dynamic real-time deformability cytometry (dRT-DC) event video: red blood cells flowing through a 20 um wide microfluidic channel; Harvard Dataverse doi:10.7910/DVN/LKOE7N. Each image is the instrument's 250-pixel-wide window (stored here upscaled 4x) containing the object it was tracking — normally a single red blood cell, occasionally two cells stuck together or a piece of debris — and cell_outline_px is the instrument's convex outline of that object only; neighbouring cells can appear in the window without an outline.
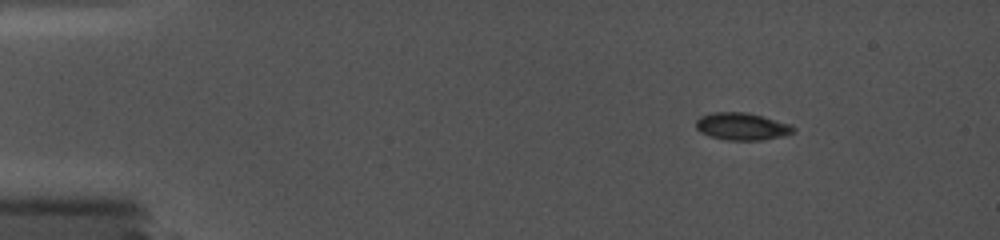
{"species": "common noctule bat (a hibernating species)", "species_latin": "Nyctalus noctula", "temperature_condition": "cold", "stored_images_in_passage": 39, "camera_frame_rate_fps": 5000, "um_per_image_px": 0.085, "animal": {"sex": "female", "body_mass_g": 19.0, "forearm_length_mm": 56.7}, "frame": {"image": 1, "passage_image": 1, "time_ms": 0.0, "image_size_px": [1000, 240], "cell_outline_px": [[796, 128], [792, 132], [784, 136], [760, 140], [728, 140], [712, 136], [700, 132], [696, 128], [696, 120], [700, 116], [712, 112], [748, 112], [792, 124]], "centroid_in_image_um": [63.08, 10.73], "position_along_channel_um": 21.9, "area_um2": 15.55}}
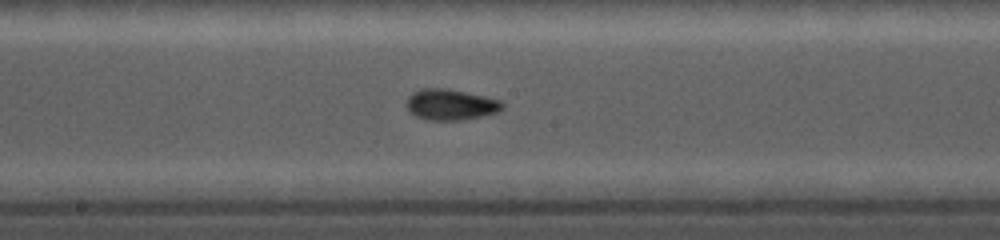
{"frame": {"image": 2, "passage_image": 20, "time_ms": 7.4, "image_size_px": [1000, 240], "cell_outline_px": [[504, 108], [496, 112], [480, 116], [460, 120], [428, 120], [416, 116], [408, 112], [404, 104], [408, 96], [412, 92], [420, 88], [448, 88], [484, 96], [500, 100], [504, 104]], "centroid_in_image_um": [38.23, 8.88], "position_along_channel_um": 210.0, "area_um2": 17.46}}
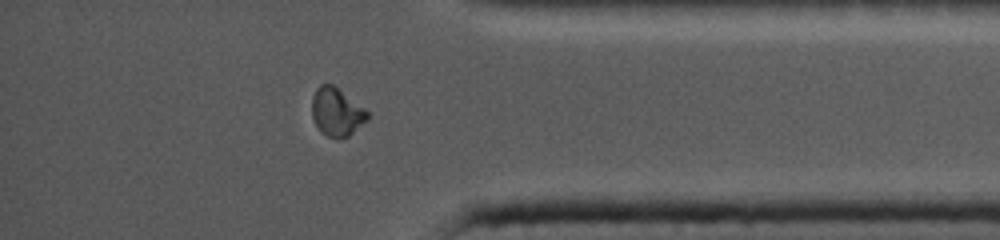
{"frame": {"image": 3, "passage_image": 34, "time_ms": 12.6, "image_size_px": [1000, 240], "cell_outline_px": [[368, 120], [348, 136], [336, 140], [320, 132], [312, 116], [312, 96], [316, 88], [320, 84], [332, 84], [364, 108], [368, 112]], "centroid_in_image_um": [28.6, 9.54], "position_along_channel_um": 406.6, "area_um2": 15.55}}